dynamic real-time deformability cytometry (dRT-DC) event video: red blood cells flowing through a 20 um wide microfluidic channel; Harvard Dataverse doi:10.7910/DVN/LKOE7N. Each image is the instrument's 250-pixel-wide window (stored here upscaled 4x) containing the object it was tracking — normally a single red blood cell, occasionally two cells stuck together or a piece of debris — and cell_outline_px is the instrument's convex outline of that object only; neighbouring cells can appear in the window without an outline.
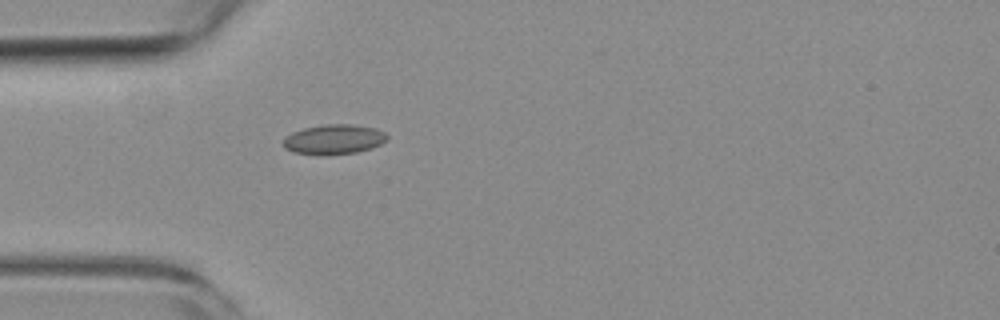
{"species": "common noctule bat (a hibernating species)", "species_latin": "Nyctalus noctula", "temperature_condition": "room temperature", "stored_images_in_passage": 3, "camera_frame_rate_fps": 3000, "um_per_image_px": 0.085, "animal": {"sex": "female", "body_mass_g": 19.3, "forearm_length_mm": 54.1}, "frame": {"image": 1, "passage_image": 3, "time_ms": 4.0, "image_size_px": [1000, 320], "cell_outline_px": [[388, 140], [372, 148], [356, 152], [320, 156], [292, 152], [284, 148], [284, 140], [292, 132], [304, 128], [324, 124], [352, 124], [376, 128], [384, 132], [388, 136]], "centroid_in_image_um": [28.39, 11.85], "position_along_channel_um": 56.6, "area_um2": 18.21}}